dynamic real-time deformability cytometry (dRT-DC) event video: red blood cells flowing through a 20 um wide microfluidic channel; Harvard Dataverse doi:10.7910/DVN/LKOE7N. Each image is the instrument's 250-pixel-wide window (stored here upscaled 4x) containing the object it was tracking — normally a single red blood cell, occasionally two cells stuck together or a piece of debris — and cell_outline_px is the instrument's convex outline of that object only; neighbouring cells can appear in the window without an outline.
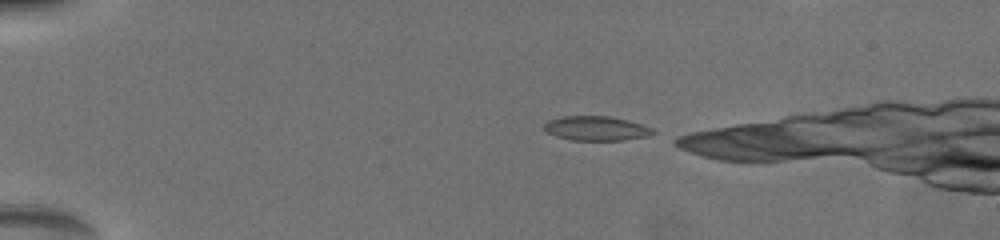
{"species": "common noctule bat (a hibernating species)", "species_latin": "Nyctalus noctula", "temperature_condition": "warm", "stored_images_in_passage": 29, "camera_frame_rate_fps": 3000, "um_per_image_px": 0.085, "animal": {"sex": "female", "body_mass_g": 19.5, "forearm_length_mm": 54.1}, "frame": {"image": 1, "passage_image": 1, "time_ms": 0.0, "image_size_px": [1000, 240], "cell_outline_px": [[656, 132], [648, 136], [620, 140], [572, 140], [556, 136], [548, 132], [544, 128], [544, 124], [548, 120], [564, 116], [608, 116], [640, 124], [652, 128]], "centroid_in_image_um": [50.66, 10.91], "position_along_channel_um": 34.3, "area_um2": 15.2}}
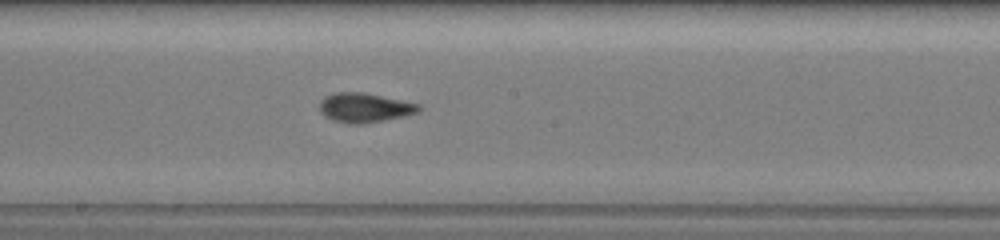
{"frame": {"image": 2, "passage_image": 14, "time_ms": 6.667, "image_size_px": [1000, 240], "cell_outline_px": [[420, 108], [416, 112], [384, 120], [360, 124], [348, 124], [336, 120], [328, 116], [320, 108], [320, 100], [336, 92], [360, 92], [420, 104]], "centroid_in_image_um": [30.99, 9.14], "position_along_channel_um": 217.2, "area_um2": 16.24}}
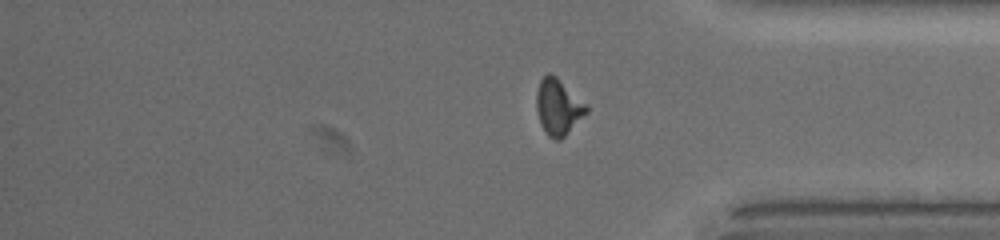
{"frame": {"image": 3, "passage_image": 23, "time_ms": 11.333, "image_size_px": [1000, 240], "cell_outline_px": [[588, 112], [560, 140], [556, 140], [548, 136], [540, 124], [536, 108], [536, 92], [540, 80], [548, 72], [552, 72], [588, 108]], "centroid_in_image_um": [47.4, 9.09], "position_along_channel_um": 387.8, "area_um2": 16.01}}